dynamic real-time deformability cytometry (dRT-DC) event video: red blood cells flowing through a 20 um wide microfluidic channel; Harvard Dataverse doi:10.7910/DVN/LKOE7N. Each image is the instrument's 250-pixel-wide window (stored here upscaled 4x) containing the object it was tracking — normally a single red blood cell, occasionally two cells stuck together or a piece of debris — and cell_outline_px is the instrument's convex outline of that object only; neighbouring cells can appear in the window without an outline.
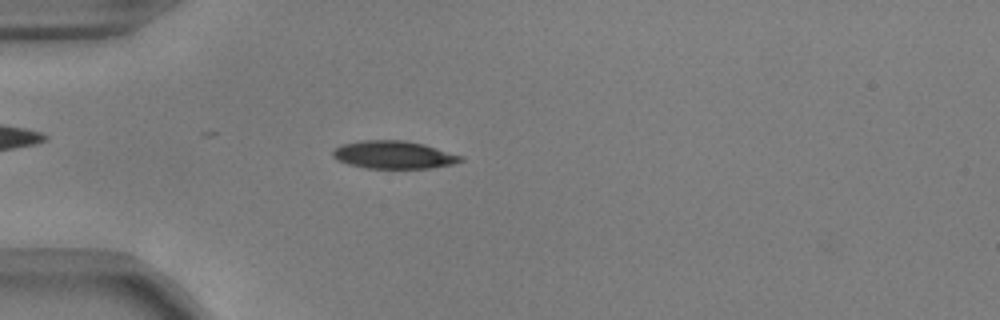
{"species": "common noctule bat (a hibernating species)", "species_latin": "Nyctalus noctula", "temperature_condition": "warm", "stored_images_in_passage": 21, "camera_frame_rate_fps": 3000, "um_per_image_px": 0.085, "animal": {"sex": "male", "body_mass_g": 17.9, "forearm_length_mm": 54.2}, "frame": {"image": 1, "passage_image": 4, "time_ms": 1.0, "image_size_px": [1000, 320], "cell_outline_px": [[464, 160], [452, 164], [432, 168], [364, 168], [348, 164], [336, 160], [332, 156], [332, 148], [340, 144], [360, 140], [404, 140], [424, 144], [464, 156]], "centroid_in_image_um": [33.42, 13.15], "position_along_channel_um": 51.6, "area_um2": 21.04}}
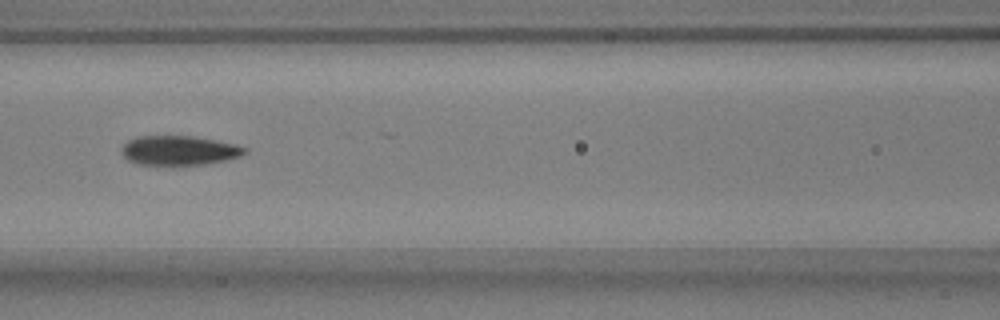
{"frame": {"image": 2, "passage_image": 13, "time_ms": 4.0, "image_size_px": [1000, 320], "cell_outline_px": [[248, 152], [240, 156], [224, 160], [204, 164], [136, 164], [128, 160], [120, 152], [120, 148], [128, 140], [136, 136], [192, 136], [216, 140], [236, 144], [248, 148]], "centroid_in_image_um": [15.21, 12.77], "position_along_channel_um": 151.4, "area_um2": 21.1}}
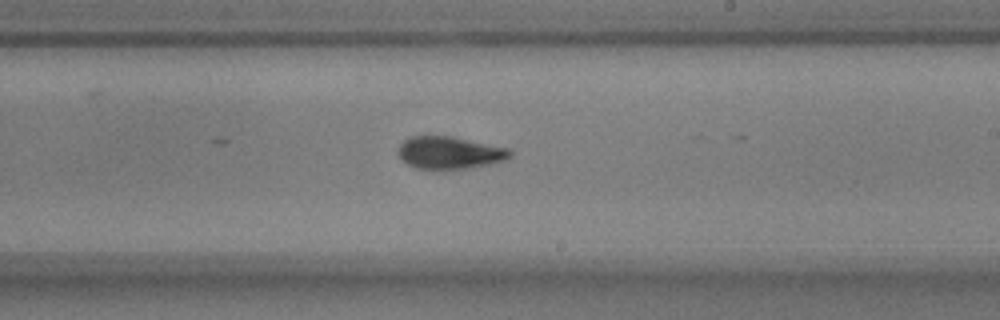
{"frame": {"image": 3, "passage_image": 21, "time_ms": 6.667, "image_size_px": [1000, 320], "cell_outline_px": [[512, 156], [508, 160], [492, 164], [472, 168], [416, 168], [400, 160], [396, 152], [396, 148], [404, 140], [412, 136], [452, 136], [508, 148], [512, 152]], "centroid_in_image_um": [38.22, 12.98], "position_along_channel_um": 250.8, "area_um2": 21.33}}